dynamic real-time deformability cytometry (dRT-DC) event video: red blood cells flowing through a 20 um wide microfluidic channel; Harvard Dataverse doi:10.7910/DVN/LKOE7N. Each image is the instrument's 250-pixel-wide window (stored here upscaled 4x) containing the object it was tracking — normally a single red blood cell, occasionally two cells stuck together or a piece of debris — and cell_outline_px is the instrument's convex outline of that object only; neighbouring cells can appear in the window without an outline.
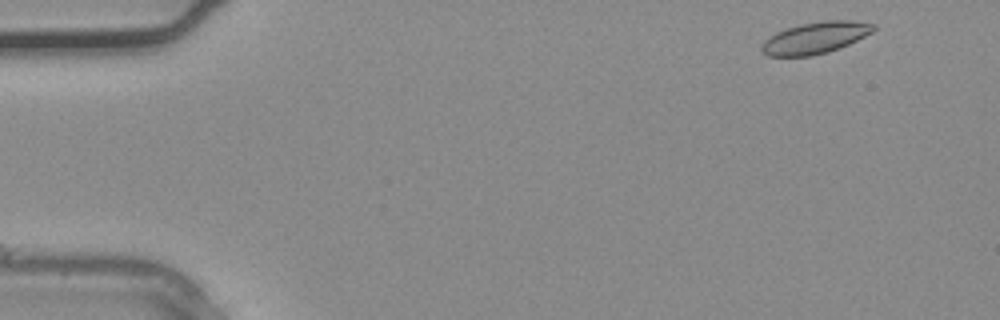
{"species": "common noctule bat (a hibernating species)", "species_latin": "Nyctalus noctula", "temperature_condition": "warm", "stored_images_in_passage": 19, "camera_frame_rate_fps": 3000, "um_per_image_px": 0.085, "animal": {"sex": "male", "body_mass_g": 20.4}, "frame": {"image": 1, "passage_image": 1, "time_ms": 0.0, "image_size_px": [1000, 320], "cell_outline_px": [[876, 28], [872, 32], [840, 48], [828, 52], [812, 56], [768, 56], [760, 48], [764, 40], [776, 32], [800, 24], [824, 20], [852, 20], [876, 24]], "centroid_in_image_um": [69.31, 3.21], "position_along_channel_um": 15.7, "area_um2": 20.58}}
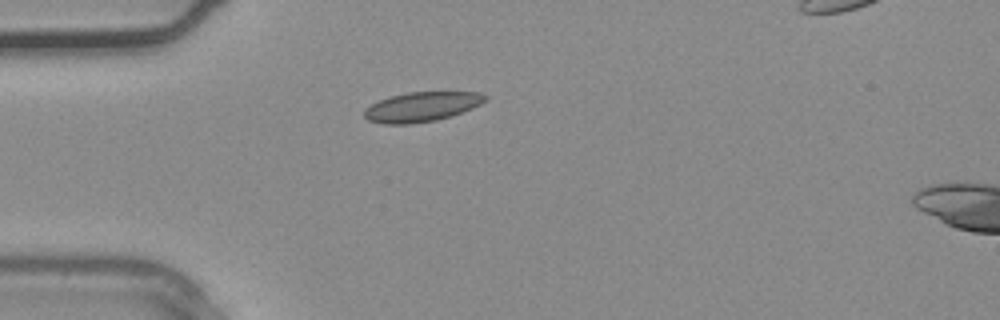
{"frame": {"image": 2, "passage_image": 8, "time_ms": 2.333, "image_size_px": [1000, 320], "cell_outline_px": [[488, 100], [472, 108], [436, 120], [408, 124], [384, 124], [368, 120], [364, 116], [364, 108], [380, 100], [392, 96], [408, 92], [480, 92], [488, 96]], "centroid_in_image_um": [35.84, 9.07], "position_along_channel_um": 49.2, "area_um2": 20.69}}